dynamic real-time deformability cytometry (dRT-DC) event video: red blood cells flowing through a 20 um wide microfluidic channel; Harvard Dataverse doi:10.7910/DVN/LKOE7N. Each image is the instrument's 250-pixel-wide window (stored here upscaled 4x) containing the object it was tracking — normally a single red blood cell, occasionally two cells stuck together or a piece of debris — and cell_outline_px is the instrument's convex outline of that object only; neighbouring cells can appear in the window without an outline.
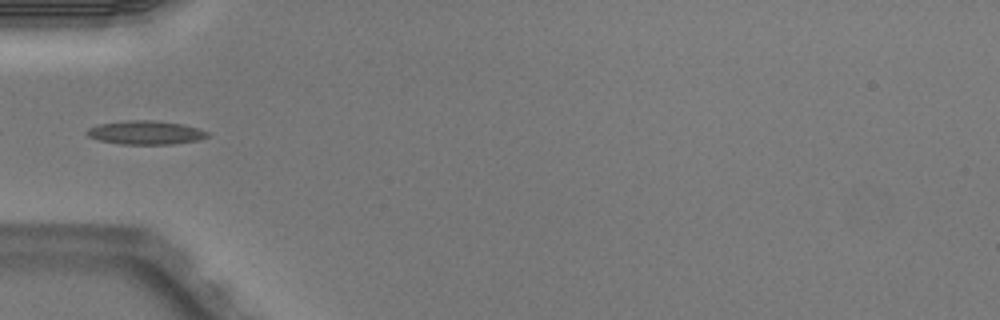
{"species": "Egyptian fruit bat (a non-hibernating species)", "species_latin": "Rousettus aegyptiacus", "temperature_condition": "warm", "stored_images_in_passage": 6, "camera_frame_rate_fps": 3000, "um_per_image_px": 0.085, "animal": {"sex": "male"}, "frame": {"image": 1, "passage_image": 6, "time_ms": 1.667, "image_size_px": [1000, 320], "cell_outline_px": [[208, 136], [196, 140], [172, 144], [120, 144], [100, 140], [88, 136], [84, 132], [88, 128], [100, 124], [128, 120], [156, 120], [184, 124], [200, 128], [208, 132]], "centroid_in_image_um": [12.38, 11.26], "position_along_channel_um": 72.6, "area_um2": 16.65}}